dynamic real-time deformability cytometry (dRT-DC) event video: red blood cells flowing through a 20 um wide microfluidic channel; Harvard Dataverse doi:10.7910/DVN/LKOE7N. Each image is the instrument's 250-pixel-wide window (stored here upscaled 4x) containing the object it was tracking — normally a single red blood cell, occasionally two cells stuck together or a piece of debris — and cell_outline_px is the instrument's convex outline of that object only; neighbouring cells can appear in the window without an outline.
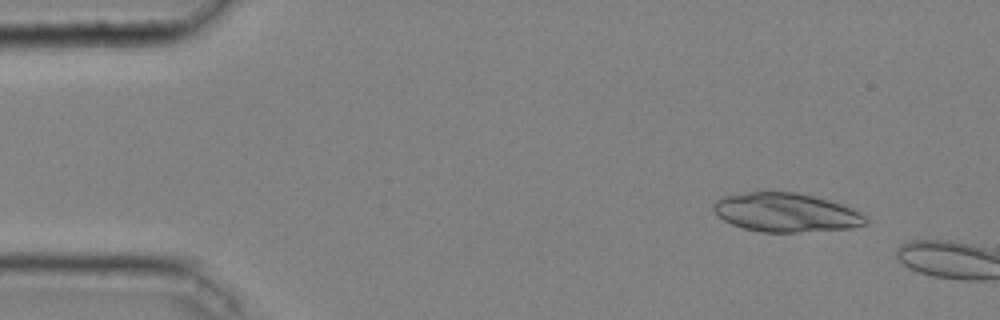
{"species": "common noctule bat (a hibernating species)", "species_latin": "Nyctalus noctula", "temperature_condition": "cold", "stored_images_in_passage": 7, "camera_frame_rate_fps": 3000, "um_per_image_px": 0.085, "animal": {"sex": "male", "body_mass_g": 20.4}, "frame": {"image": 1, "passage_image": 5, "time_ms": 1.333, "image_size_px": [1000, 320], "cell_outline_px": [[868, 224], [852, 228], [796, 232], [760, 232], [744, 228], [732, 224], [716, 216], [712, 208], [712, 204], [720, 196], [748, 192], [796, 192], [828, 200], [852, 208], [864, 216], [868, 220]], "centroid_in_image_um": [66.76, 18.06], "position_along_channel_um": 18.2, "area_um2": 34.51}}